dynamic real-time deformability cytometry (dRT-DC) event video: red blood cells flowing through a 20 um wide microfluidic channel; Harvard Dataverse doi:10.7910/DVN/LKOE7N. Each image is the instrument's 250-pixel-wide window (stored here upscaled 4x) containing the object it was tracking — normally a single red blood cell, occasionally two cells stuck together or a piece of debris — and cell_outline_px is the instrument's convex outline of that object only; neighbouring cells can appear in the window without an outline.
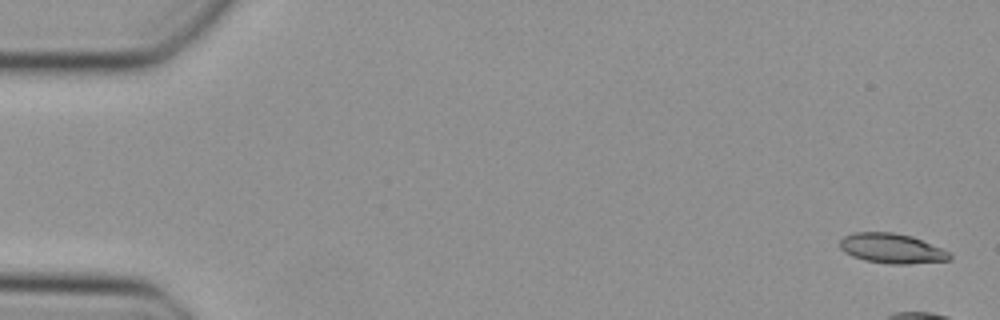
{"species": "Egyptian fruit bat (a non-hibernating species)", "species_latin": "Rousettus aegyptiacus", "temperature_condition": "cold", "stored_images_in_passage": 6, "camera_frame_rate_fps": 3000, "um_per_image_px": 0.085, "animal": {"sex": "female"}, "frame": {"image": 1, "passage_image": 2, "time_ms": 0.333, "image_size_px": [1000, 320], "cell_outline_px": [[952, 260], [908, 264], [888, 264], [864, 260], [852, 256], [844, 252], [840, 248], [840, 240], [844, 236], [852, 232], [892, 232], [912, 236], [944, 248], [952, 252]], "centroid_in_image_um": [75.85, 21.12], "position_along_channel_um": 9.2, "area_um2": 19.48}}